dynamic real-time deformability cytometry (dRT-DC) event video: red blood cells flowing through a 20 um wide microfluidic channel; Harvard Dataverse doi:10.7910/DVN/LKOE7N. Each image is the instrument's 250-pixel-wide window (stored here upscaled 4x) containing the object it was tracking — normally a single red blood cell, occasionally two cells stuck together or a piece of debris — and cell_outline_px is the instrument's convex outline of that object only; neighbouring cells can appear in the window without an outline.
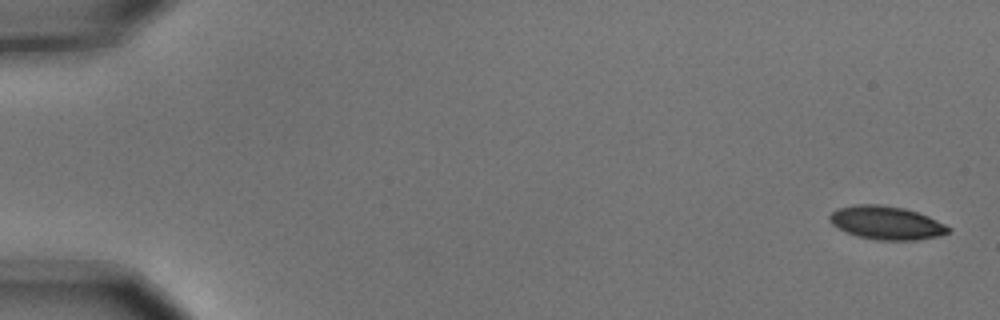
{"species": "common noctule bat (a hibernating species)", "species_latin": "Nyctalus noctula", "temperature_condition": "cold", "stored_images_in_passage": 5, "camera_frame_rate_fps": 3000, "um_per_image_px": 0.085, "animal": {"sex": "male", "body_mass_g": 15.6}, "frame": {"image": 1, "passage_image": 1, "time_ms": 0.0, "image_size_px": [1000, 320], "cell_outline_px": [[952, 228], [948, 232], [936, 236], [916, 240], [880, 240], [856, 236], [832, 224], [828, 220], [828, 216], [832, 212], [840, 208], [856, 204], [880, 204], [904, 208], [928, 216]], "centroid_in_image_um": [75.33, 18.93], "position_along_channel_um": 9.7, "area_um2": 22.83}}
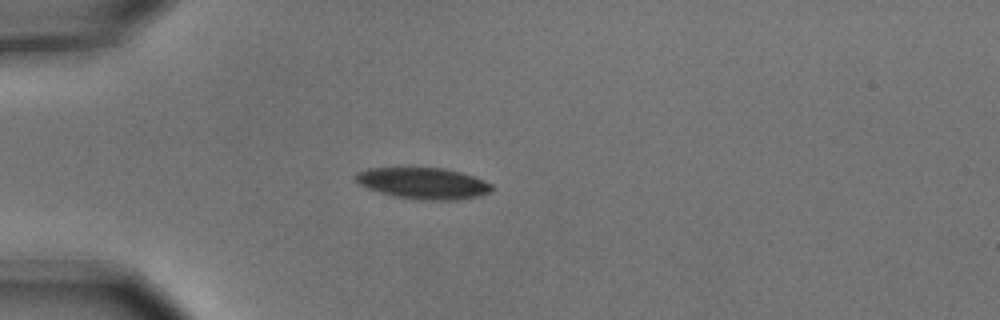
{"frame": {"image": 2, "passage_image": 5, "time_ms": 1.333, "image_size_px": [1000, 320], "cell_outline_px": [[496, 188], [492, 192], [480, 196], [456, 200], [424, 200], [392, 196], [368, 188], [360, 184], [356, 180], [356, 172], [368, 168], [444, 168], [460, 172], [484, 180], [492, 184]], "centroid_in_image_um": [36.03, 15.59], "position_along_channel_um": 49.0, "area_um2": 24.91}}